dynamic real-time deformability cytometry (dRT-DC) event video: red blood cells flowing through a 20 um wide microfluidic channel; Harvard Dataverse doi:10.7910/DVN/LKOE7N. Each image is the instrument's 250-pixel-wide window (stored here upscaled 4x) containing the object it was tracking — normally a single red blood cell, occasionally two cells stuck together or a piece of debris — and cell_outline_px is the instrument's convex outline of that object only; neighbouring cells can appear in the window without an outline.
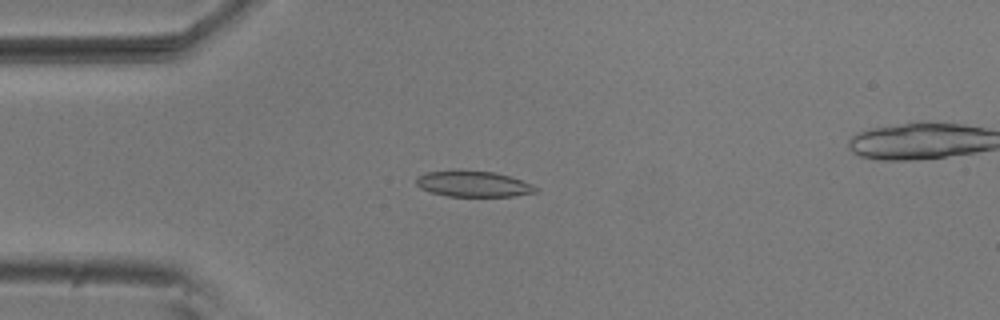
{"species": "common noctule bat (a hibernating species)", "species_latin": "Nyctalus noctula", "temperature_condition": "room temperature", "stored_images_in_passage": 53, "camera_frame_rate_fps": 3000, "um_per_image_px": 0.085, "animal": {"sex": "male", "body_mass_g": 20.5, "forearm_length_mm": 52.5}, "frame": {"image": 1, "passage_image": 14, "time_ms": 4.333, "image_size_px": [1000, 320], "cell_outline_px": [[540, 188], [536, 192], [516, 196], [448, 196], [432, 192], [420, 188], [416, 184], [416, 176], [424, 172], [456, 168], [460, 168], [496, 172], [532, 184]], "centroid_in_image_um": [40.19, 15.59], "position_along_channel_um": 44.8, "area_um2": 18.61}}
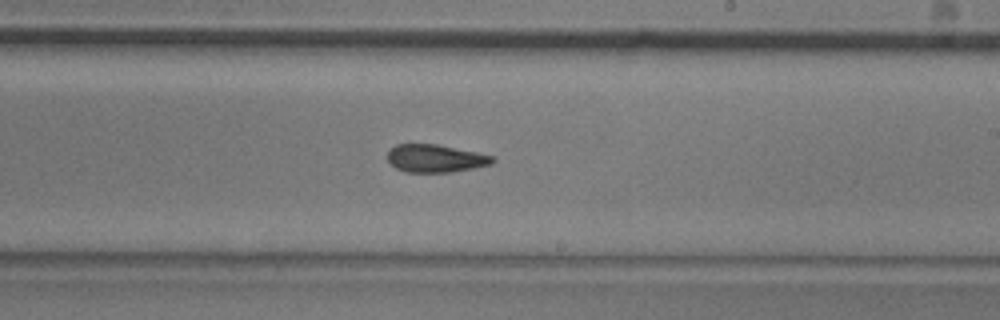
{"frame": {"image": 2, "passage_image": 32, "time_ms": 10.333, "image_size_px": [1000, 320], "cell_outline_px": [[496, 160], [492, 164], [452, 172], [404, 172], [396, 168], [388, 160], [388, 152], [396, 144], [436, 144], [496, 156]], "centroid_in_image_um": [37.04, 13.47], "position_along_channel_um": 252.0, "area_um2": 16.99}}
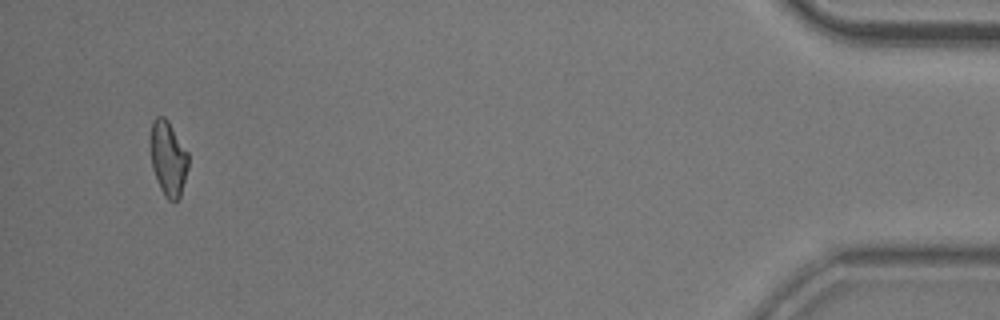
{"frame": {"image": 3, "passage_image": 52, "time_ms": 17.0, "image_size_px": [1000, 320], "cell_outline_px": [[188, 168], [180, 196], [176, 200], [168, 200], [164, 196], [156, 180], [152, 168], [148, 144], [148, 140], [152, 120], [156, 116], [164, 116], [168, 120], [188, 152]], "centroid_in_image_um": [14.25, 13.41], "position_along_channel_um": 421.0, "area_um2": 16.99}}